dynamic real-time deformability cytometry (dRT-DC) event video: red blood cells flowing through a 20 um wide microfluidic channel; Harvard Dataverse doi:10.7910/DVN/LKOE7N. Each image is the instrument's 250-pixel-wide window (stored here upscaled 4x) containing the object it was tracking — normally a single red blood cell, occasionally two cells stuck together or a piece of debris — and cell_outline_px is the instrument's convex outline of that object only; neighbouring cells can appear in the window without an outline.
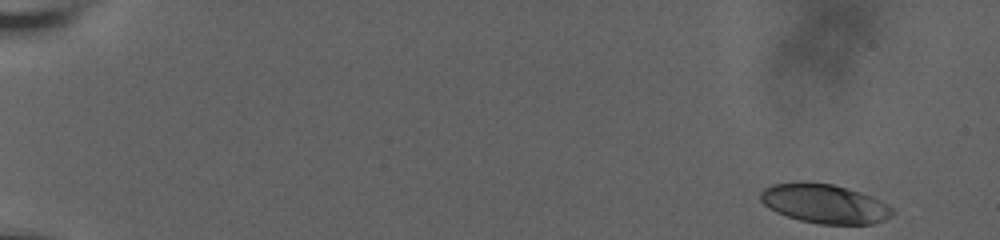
{"species": "human", "species_latin": "Homo sapiens", "temperature_condition": "room temperature", "stored_images_in_passage": 56, "camera_frame_rate_fps": 3000, "um_per_image_px": 0.085, "donor": {"sex": "male"}, "frame": {"image": 1, "passage_image": 1, "time_ms": 0.0, "image_size_px": [1000, 240], "cell_outline_px": [[892, 216], [872, 224], [820, 224], [800, 220], [776, 212], [768, 208], [760, 200], [760, 192], [764, 188], [772, 184], [800, 180], [832, 184], [848, 188], [872, 196], [888, 204], [892, 208]], "centroid_in_image_um": [70.05, 17.29], "position_along_channel_um": 14.9, "area_um2": 30.4}}
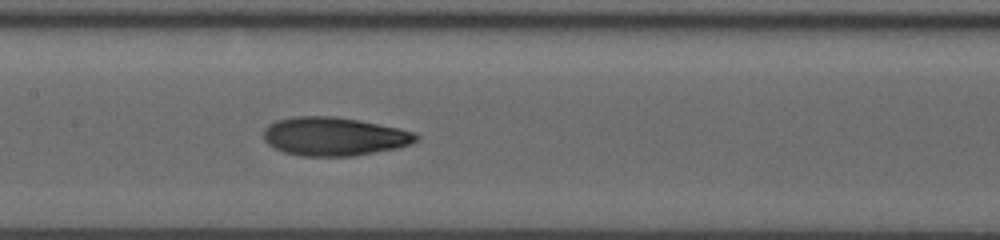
{"frame": {"image": 2, "passage_image": 29, "time_ms": 9.333, "image_size_px": [1000, 240], "cell_outline_px": [[420, 136], [416, 140], [408, 144], [396, 148], [352, 156], [300, 156], [284, 152], [268, 144], [264, 140], [264, 128], [268, 124], [276, 120], [292, 116], [332, 116], [360, 120], [400, 128], [416, 132]], "centroid_in_image_um": [28.38, 11.58], "position_along_channel_um": 179.0, "area_um2": 34.33}}
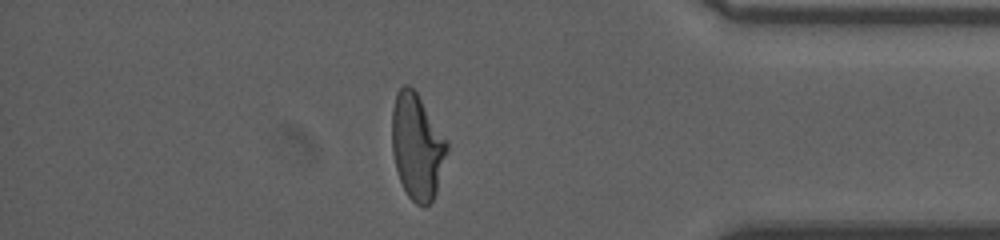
{"frame": {"image": 3, "passage_image": 49, "time_ms": 16.0, "image_size_px": [1000, 240], "cell_outline_px": [[448, 148], [436, 192], [432, 200], [424, 208], [416, 204], [408, 196], [400, 180], [396, 168], [392, 152], [392, 108], [396, 92], [404, 84], [408, 84], [416, 92], [448, 140]], "centroid_in_image_um": [35.44, 12.44], "position_along_channel_um": 399.8, "area_um2": 33.87}, "authors_computed_cell_mechanics": {"area_um2": 33.2061, "velocity_mm_per_s": 3.6595, "shape_relaxation_time_tau1_ms": 5.5213, "shape_relaxation_time_tau2_ms": 1.9028, "deformation_change_tau1": 0.2047, "deformation_change_tau2": 0.0878}}